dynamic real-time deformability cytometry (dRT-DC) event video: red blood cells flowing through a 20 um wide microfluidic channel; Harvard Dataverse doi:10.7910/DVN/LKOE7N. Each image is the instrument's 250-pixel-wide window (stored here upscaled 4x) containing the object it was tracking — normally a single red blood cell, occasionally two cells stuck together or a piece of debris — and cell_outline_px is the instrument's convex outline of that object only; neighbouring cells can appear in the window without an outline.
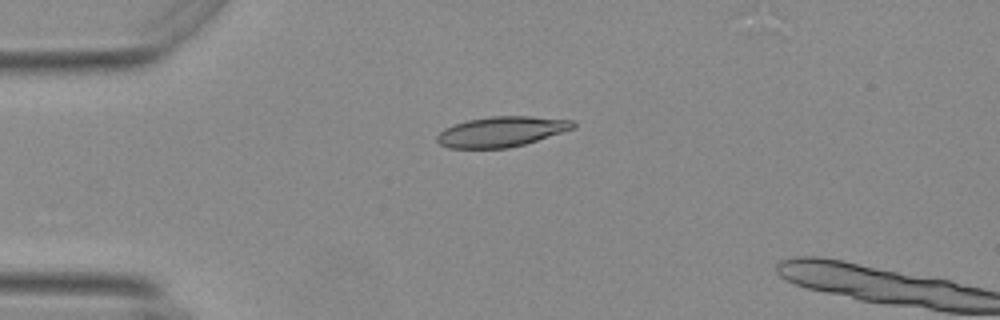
{"species": "Egyptian fruit bat (a non-hibernating species)", "species_latin": "Rousettus aegyptiacus", "temperature_condition": "warm", "stored_images_in_passage": 4, "camera_frame_rate_fps": 3000, "um_per_image_px": 0.085, "animal": {"sex": "female"}, "frame": {"image": 1, "passage_image": 1, "time_ms": 0.0, "image_size_px": [1000, 320], "cell_outline_px": [[576, 124], [572, 128], [524, 144], [508, 148], [448, 148], [440, 144], [436, 140], [436, 136], [444, 128], [468, 120], [492, 116], [532, 116], [572, 120]], "centroid_in_image_um": [42.57, 11.19], "position_along_channel_um": 42.4, "area_um2": 23.64}}